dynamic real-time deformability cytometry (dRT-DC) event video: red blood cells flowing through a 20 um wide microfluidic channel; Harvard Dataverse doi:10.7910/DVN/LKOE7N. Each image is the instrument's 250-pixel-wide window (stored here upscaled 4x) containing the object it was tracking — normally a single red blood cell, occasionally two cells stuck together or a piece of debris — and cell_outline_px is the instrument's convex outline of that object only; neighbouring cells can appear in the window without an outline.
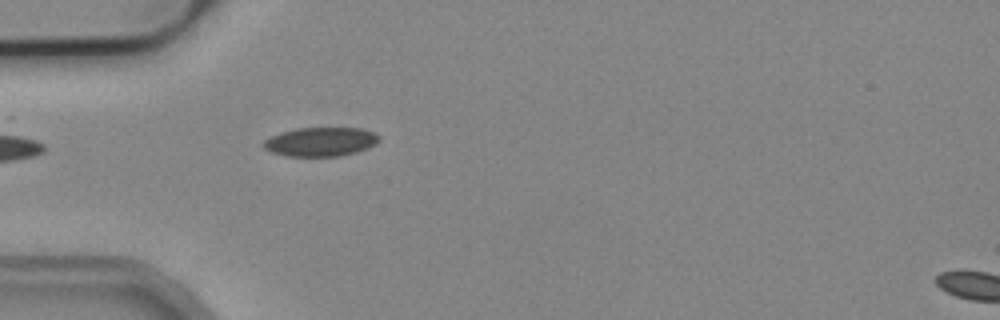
{"species": "common noctule bat (a hibernating species)", "species_latin": "Nyctalus noctula", "temperature_condition": "cold", "stored_images_in_passage": 6, "segment_of_instrument_passage": [1, 2], "camera_frame_rate_fps": 3000, "um_per_image_px": 0.085, "animal": {"sex": "male", "body_mass_g": 19.2, "forearm_length_mm": 51.8}, "frame": {"image": 1, "passage_image": 5, "time_ms": 1.333, "image_size_px": [1000, 320], "cell_outline_px": [[380, 140], [376, 144], [368, 148], [356, 152], [340, 156], [288, 156], [272, 152], [264, 148], [260, 144], [264, 140], [280, 132], [296, 128], [360, 128], [372, 132], [380, 136]], "centroid_in_image_um": [27.25, 12.05], "position_along_channel_um": 57.8, "area_um2": 19.59}}